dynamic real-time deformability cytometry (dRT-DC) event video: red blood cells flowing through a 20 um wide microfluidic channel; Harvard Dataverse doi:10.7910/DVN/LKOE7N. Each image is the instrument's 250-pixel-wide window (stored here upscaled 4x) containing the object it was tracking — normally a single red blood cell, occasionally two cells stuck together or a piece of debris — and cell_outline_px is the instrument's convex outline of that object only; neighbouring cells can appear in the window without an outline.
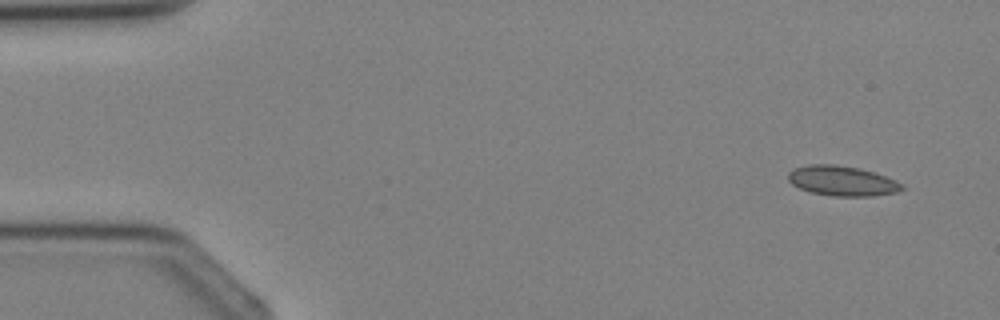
{"species": "Egyptian fruit bat (a non-hibernating species)", "species_latin": "Rousettus aegyptiacus", "temperature_condition": "cold", "stored_images_in_passage": 3, "camera_frame_rate_fps": 3000, "um_per_image_px": 0.085, "animal": {"sex": "female"}, "frame": {"image": 1, "passage_image": 1, "time_ms": 0.0, "image_size_px": [1000, 320], "cell_outline_px": [[904, 188], [896, 192], [872, 196], [832, 196], [812, 192], [800, 188], [792, 184], [788, 180], [788, 172], [792, 168], [808, 164], [832, 164], [860, 168], [896, 180], [904, 184]], "centroid_in_image_um": [71.56, 15.37], "position_along_channel_um": 13.4, "area_um2": 19.88}}